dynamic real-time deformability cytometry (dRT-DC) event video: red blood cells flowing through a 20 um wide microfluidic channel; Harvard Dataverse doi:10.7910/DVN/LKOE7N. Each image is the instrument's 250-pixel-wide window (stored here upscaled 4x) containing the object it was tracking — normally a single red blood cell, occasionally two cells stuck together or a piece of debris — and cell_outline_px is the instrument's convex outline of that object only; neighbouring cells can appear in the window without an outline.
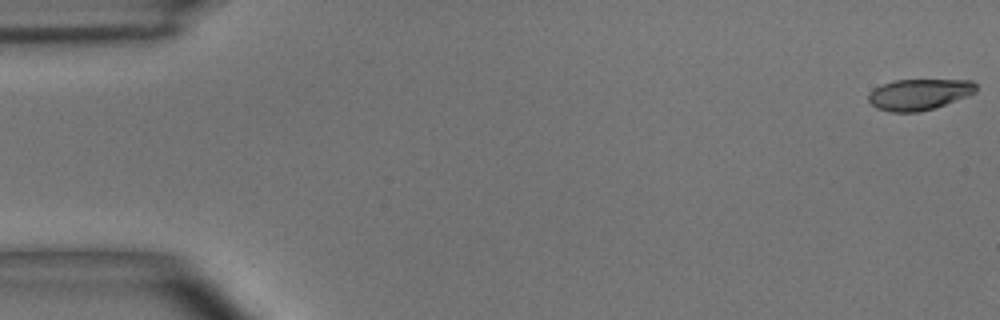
{"species": "common noctule bat (a hibernating species)", "species_latin": "Nyctalus noctula", "temperature_condition": "room temperature", "stored_images_in_passage": 41, "camera_frame_rate_fps": 3000, "um_per_image_px": 0.085, "animal": {"sex": "male", "body_mass_g": 15.6}, "frame": {"image": 1, "passage_image": 1, "time_ms": 0.0, "image_size_px": [1000, 320], "cell_outline_px": [[976, 92], [968, 96], [932, 108], [916, 112], [892, 112], [876, 108], [868, 100], [868, 92], [884, 84], [896, 80], [972, 80], [976, 84]], "centroid_in_image_um": [78.12, 8.02], "position_along_channel_um": 6.9, "area_um2": 19.25}}
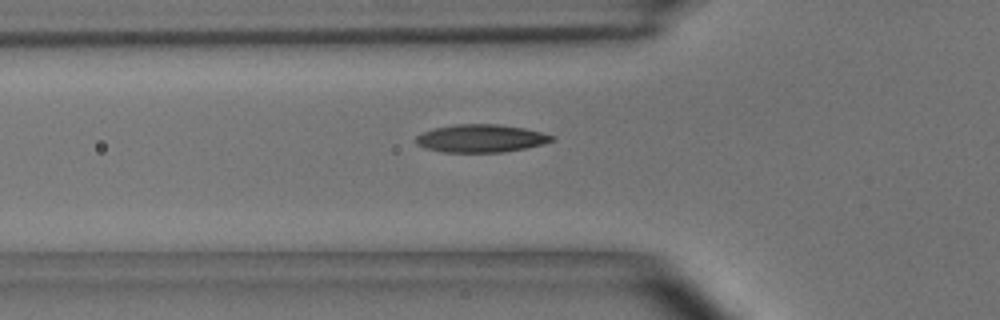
{"frame": {"image": 2, "passage_image": 19, "time_ms": 6.0, "image_size_px": [1000, 320], "cell_outline_px": [[556, 140], [524, 148], [504, 152], [444, 152], [424, 148], [416, 144], [416, 136], [432, 128], [452, 124], [496, 124], [524, 128], [556, 136]], "centroid_in_image_um": [40.85, 11.76], "position_along_channel_um": 84.9, "area_um2": 22.08}}
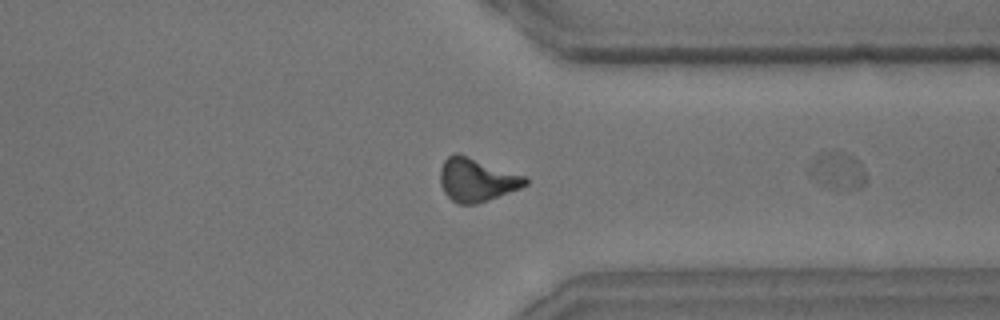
{"frame": {"image": 3, "passage_image": 41, "time_ms": 13.333, "image_size_px": [1000, 320], "cell_outline_px": [[864, 188], [848, 192], [828, 188], [816, 180], [808, 172], [816, 156], [824, 152], [836, 152], [848, 156], [856, 160], [860, 164], [864, 172]], "centroid_in_image_um": [71.21, 14.61], "position_along_channel_um": 340.2, "area_um2": 11.96}}